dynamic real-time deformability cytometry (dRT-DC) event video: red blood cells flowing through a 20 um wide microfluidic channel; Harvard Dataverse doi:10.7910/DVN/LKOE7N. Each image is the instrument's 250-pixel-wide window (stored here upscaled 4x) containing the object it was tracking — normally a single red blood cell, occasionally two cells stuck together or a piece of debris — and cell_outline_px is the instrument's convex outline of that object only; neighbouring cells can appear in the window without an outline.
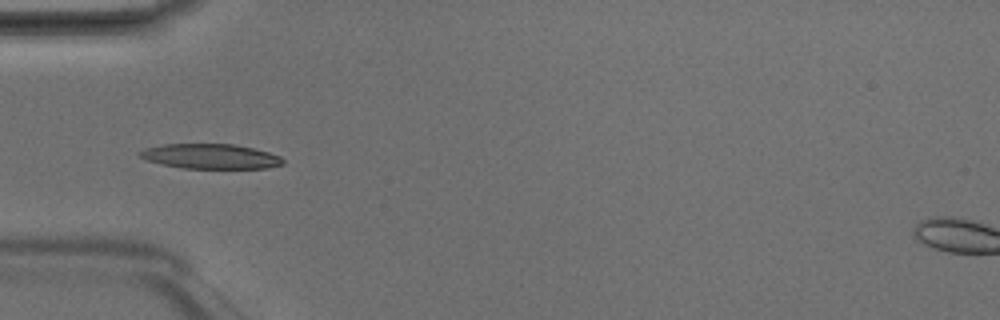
{"species": "Egyptian fruit bat (a non-hibernating species)", "species_latin": "Rousettus aegyptiacus", "temperature_condition": "room temperature", "stored_images_in_passage": 4, "camera_frame_rate_fps": 3000, "um_per_image_px": 0.085, "animal": {"sex": "male"}, "frame": {"image": 1, "passage_image": 4, "time_ms": 1.0, "image_size_px": [1000, 320], "cell_outline_px": [[284, 164], [268, 168], [184, 168], [160, 164], [144, 160], [136, 152], [144, 148], [164, 144], [232, 144], [252, 148], [268, 152], [280, 156], [284, 160]], "centroid_in_image_um": [17.85, 13.29], "position_along_channel_um": 67.2, "area_um2": 20.81}}